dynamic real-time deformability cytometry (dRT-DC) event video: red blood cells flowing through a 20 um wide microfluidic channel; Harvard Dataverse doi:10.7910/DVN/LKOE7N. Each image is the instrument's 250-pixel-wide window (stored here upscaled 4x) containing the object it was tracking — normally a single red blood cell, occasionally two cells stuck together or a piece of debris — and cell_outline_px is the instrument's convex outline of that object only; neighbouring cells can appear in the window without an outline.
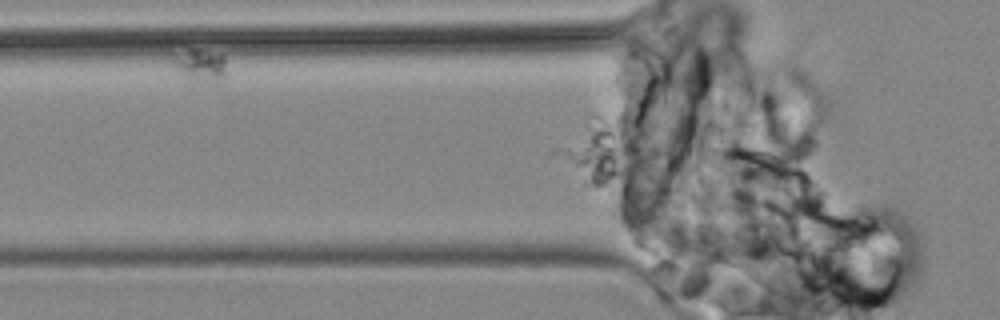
{"species": "common noctule bat (a hibernating species)", "species_latin": "Nyctalus noctula", "temperature_condition": "cold", "stored_images_in_passage": 5, "camera_frame_rate_fps": 3000, "um_per_image_px": 0.085, "animal": {"sex": "male", "body_mass_g": 19.2, "forearm_length_mm": 51.8}, "frame": {"image": 1, "passage_image": 2, "time_ms": 1.667, "image_size_px": [1000, 320], "cell_outline_px": [[228, 72], [224, 76], [216, 80], [192, 84], [180, 72], [172, 60], [188, 48], [200, 48], [224, 56]], "centroid_in_image_um": [17.07, 5.56], "position_along_channel_um": 108.7, "area_um2": 10.17}}